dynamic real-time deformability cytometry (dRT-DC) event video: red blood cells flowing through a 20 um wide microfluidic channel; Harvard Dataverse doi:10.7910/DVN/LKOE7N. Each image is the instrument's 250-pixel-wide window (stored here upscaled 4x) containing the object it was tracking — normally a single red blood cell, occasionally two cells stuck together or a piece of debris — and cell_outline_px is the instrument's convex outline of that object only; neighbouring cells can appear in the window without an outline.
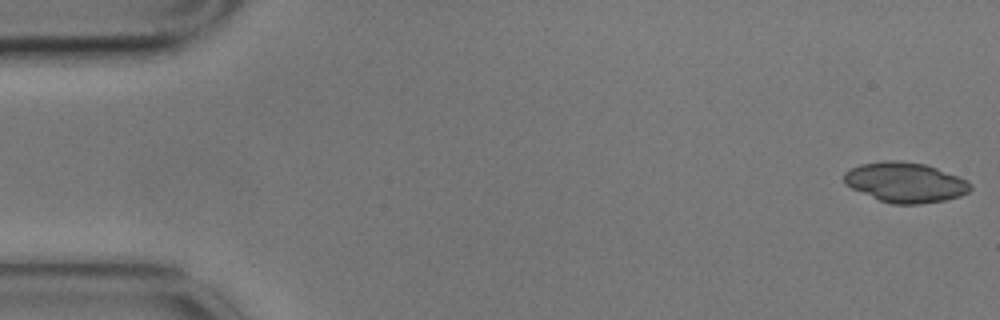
{"species": "common noctule bat (a hibernating species)", "species_latin": "Nyctalus noctula", "temperature_condition": "cold", "stored_images_in_passage": 4, "camera_frame_rate_fps": 3000, "um_per_image_px": 0.085, "animal": {"sex": "male", "body_mass_g": 17.9}, "frame": {"image": 1, "passage_image": 1, "time_ms": 0.0, "image_size_px": [1000, 320], "cell_outline_px": [[972, 188], [968, 192], [960, 196], [944, 200], [920, 204], [892, 204], [880, 200], [852, 188], [844, 184], [844, 172], [860, 164], [884, 160], [896, 160], [924, 164], [936, 168], [968, 180], [972, 184]], "centroid_in_image_um": [76.95, 15.5], "position_along_channel_um": 8.0, "area_um2": 29.36}}